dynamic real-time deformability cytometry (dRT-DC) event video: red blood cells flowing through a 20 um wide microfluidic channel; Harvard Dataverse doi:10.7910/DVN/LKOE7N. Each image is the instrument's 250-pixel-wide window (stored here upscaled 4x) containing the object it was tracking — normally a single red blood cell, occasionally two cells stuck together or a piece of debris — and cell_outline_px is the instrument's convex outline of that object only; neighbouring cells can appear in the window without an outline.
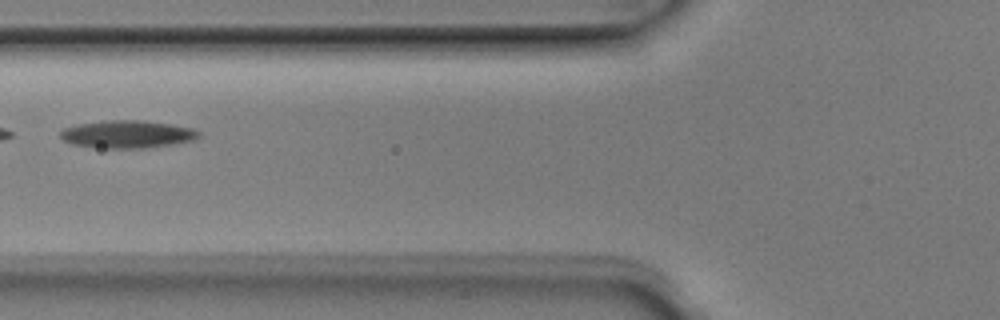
{"species": "Egyptian fruit bat (a non-hibernating species)", "species_latin": "Rousettus aegyptiacus", "temperature_condition": "room temperature", "stored_images_in_passage": 6, "camera_frame_rate_fps": 3000, "um_per_image_px": 0.085, "animal": {"sex": "male"}, "frame": {"image": 1, "passage_image": 5, "time_ms": 1.333, "image_size_px": [1000, 320], "cell_outline_px": [[200, 136], [196, 140], [176, 144], [144, 148], [104, 148], [72, 144], [64, 140], [60, 136], [60, 132], [64, 128], [76, 124], [108, 120], [140, 120], [172, 124], [192, 128], [200, 132]], "centroid_in_image_um": [10.86, 11.41], "position_along_channel_um": 114.9, "area_um2": 22.43}}
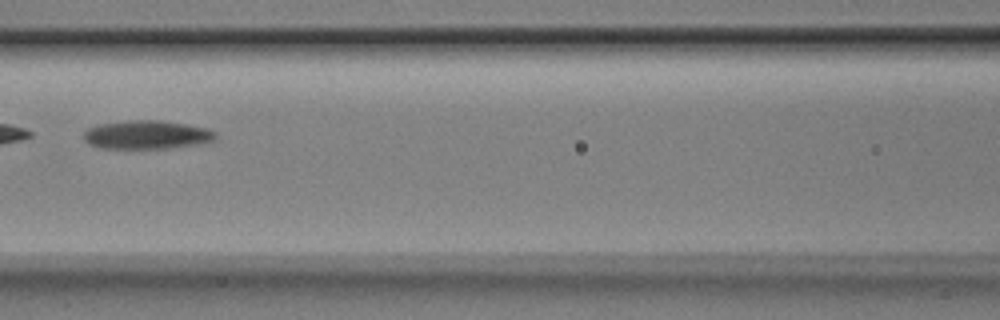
{"frame": {"image": 2, "passage_image": 6, "time_ms": 1.667, "image_size_px": [1000, 320], "cell_outline_px": [[216, 140], [204, 144], [172, 148], [100, 148], [88, 144], [84, 140], [84, 132], [88, 128], [100, 124], [132, 120], [156, 120], [184, 124], [208, 128], [216, 132]], "centroid_in_image_um": [12.52, 11.47], "position_along_channel_um": 154.1, "area_um2": 22.08}}